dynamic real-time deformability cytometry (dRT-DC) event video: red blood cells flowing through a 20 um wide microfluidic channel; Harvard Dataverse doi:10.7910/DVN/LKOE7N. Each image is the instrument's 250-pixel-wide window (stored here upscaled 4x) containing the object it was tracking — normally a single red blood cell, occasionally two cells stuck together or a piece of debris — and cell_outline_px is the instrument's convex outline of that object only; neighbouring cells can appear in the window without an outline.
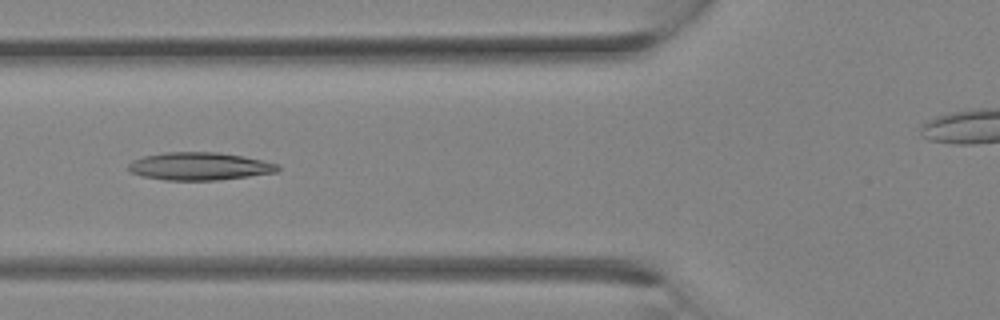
{"species": "Egyptian fruit bat (a non-hibernating species)", "species_latin": "Rousettus aegyptiacus", "temperature_condition": "room temperature", "stored_images_in_passage": 24, "camera_frame_rate_fps": 3000, "um_per_image_px": 0.085, "animal": {"sex": "female"}, "frame": {"image": 1, "passage_image": 3, "time_ms": 0.667, "image_size_px": [1000, 320], "cell_outline_px": [[280, 168], [276, 172], [220, 180], [164, 180], [140, 176], [132, 172], [128, 168], [128, 164], [132, 160], [144, 156], [164, 152], [216, 152], [264, 160], [280, 164]], "centroid_in_image_um": [16.95, 14.13], "position_along_channel_um": 108.9, "area_um2": 24.22}}
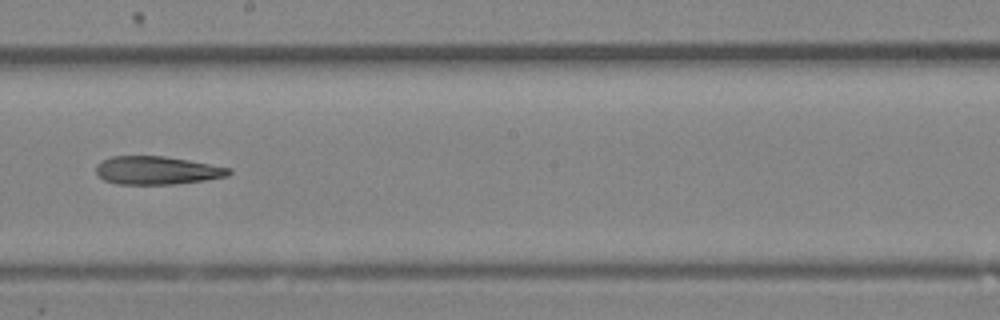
{"frame": {"image": 2, "passage_image": 9, "time_ms": 2.667, "image_size_px": [1000, 320], "cell_outline_px": [[232, 172], [228, 176], [204, 180], [176, 184], [116, 184], [104, 180], [96, 172], [96, 164], [112, 156], [164, 156], [188, 160], [232, 168]], "centroid_in_image_um": [13.35, 14.48], "position_along_channel_um": 234.8, "area_um2": 21.79}}
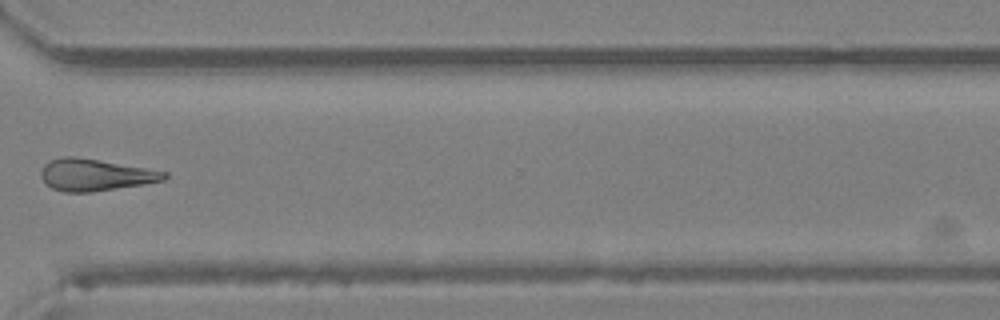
{"frame": {"image": 3, "passage_image": 15, "time_ms": 4.667, "image_size_px": [1000, 320], "cell_outline_px": [[168, 176], [164, 180], [144, 184], [92, 192], [64, 192], [52, 188], [44, 184], [40, 176], [40, 172], [44, 164], [48, 160], [64, 156], [76, 156], [168, 172]], "centroid_in_image_um": [8.04, 14.86], "position_along_channel_um": 362.6, "area_um2": 23.0}}